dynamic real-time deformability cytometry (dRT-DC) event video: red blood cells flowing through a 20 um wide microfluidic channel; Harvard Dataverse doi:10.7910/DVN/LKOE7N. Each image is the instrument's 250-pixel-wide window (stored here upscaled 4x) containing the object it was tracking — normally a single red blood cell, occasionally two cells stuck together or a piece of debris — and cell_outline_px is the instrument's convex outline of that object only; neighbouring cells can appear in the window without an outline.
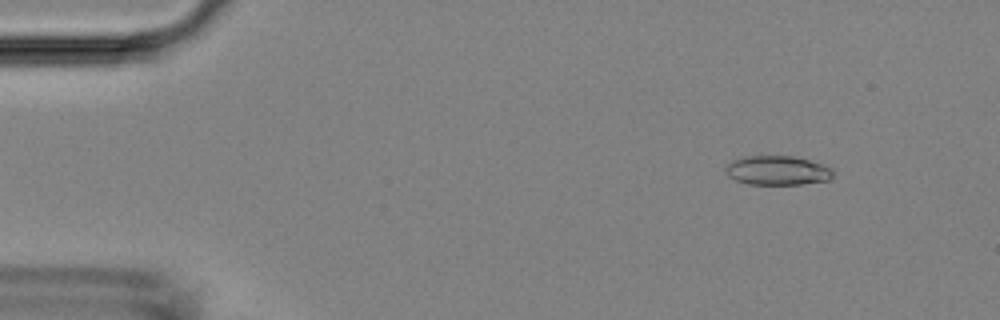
{"species": "Egyptian fruit bat (a non-hibernating species)", "species_latin": "Rousettus aegyptiacus", "temperature_condition": "room temperature", "stored_images_in_passage": 6, "camera_frame_rate_fps": 3000, "um_per_image_px": 0.085, "animal": {"sex": "female"}, "frame": {"image": 1, "passage_image": 2, "time_ms": 1.333, "image_size_px": [1000, 320], "cell_outline_px": [[832, 176], [828, 180], [800, 184], [748, 184], [736, 180], [728, 176], [724, 168], [732, 160], [744, 156], [792, 156], [824, 164], [832, 168]], "centroid_in_image_um": [66.06, 14.48], "position_along_channel_um": 18.9, "area_um2": 18.26}}
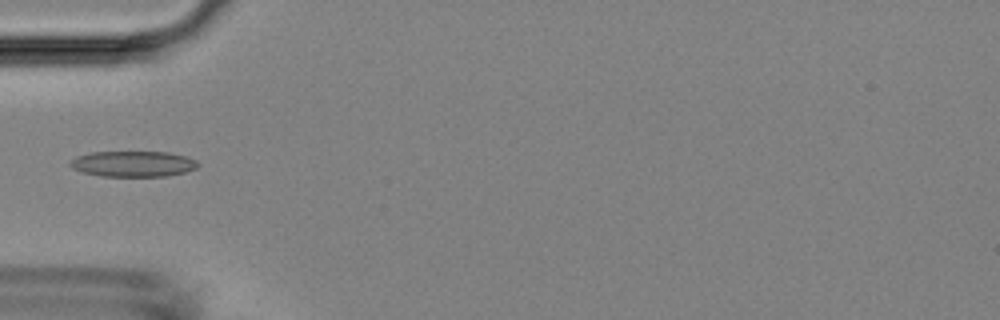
{"frame": {"image": 2, "passage_image": 5, "time_ms": 5.0, "image_size_px": [1000, 320], "cell_outline_px": [[200, 164], [196, 168], [184, 172], [168, 176], [100, 176], [80, 172], [72, 168], [68, 164], [68, 160], [76, 156], [92, 152], [168, 152], [184, 156], [196, 160]], "centroid_in_image_um": [11.26, 13.93], "position_along_channel_um": 73.7, "area_um2": 19.31}}